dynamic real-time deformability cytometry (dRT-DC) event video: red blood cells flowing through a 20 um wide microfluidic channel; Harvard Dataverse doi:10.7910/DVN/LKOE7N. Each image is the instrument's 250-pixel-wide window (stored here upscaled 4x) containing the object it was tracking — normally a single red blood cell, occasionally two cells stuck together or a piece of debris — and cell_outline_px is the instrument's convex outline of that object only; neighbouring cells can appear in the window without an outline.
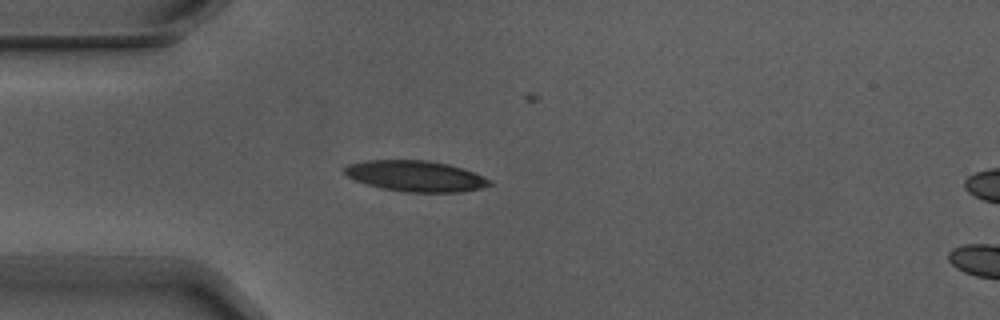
{"species": "Egyptian fruit bat (a non-hibernating species)", "species_latin": "Rousettus aegyptiacus", "temperature_condition": "warm", "stored_images_in_passage": 6, "camera_frame_rate_fps": 3000, "um_per_image_px": 0.085, "animal": {"sex": "male"}, "frame": {"image": 1, "passage_image": 5, "time_ms": 1.333, "image_size_px": [1000, 320], "cell_outline_px": [[492, 184], [480, 188], [464, 192], [404, 192], [384, 188], [368, 184], [344, 176], [340, 172], [348, 164], [368, 160], [428, 160], [448, 164], [464, 168], [484, 176], [492, 180]], "centroid_in_image_um": [35.33, 14.96], "position_along_channel_um": 49.7, "area_um2": 26.3}}